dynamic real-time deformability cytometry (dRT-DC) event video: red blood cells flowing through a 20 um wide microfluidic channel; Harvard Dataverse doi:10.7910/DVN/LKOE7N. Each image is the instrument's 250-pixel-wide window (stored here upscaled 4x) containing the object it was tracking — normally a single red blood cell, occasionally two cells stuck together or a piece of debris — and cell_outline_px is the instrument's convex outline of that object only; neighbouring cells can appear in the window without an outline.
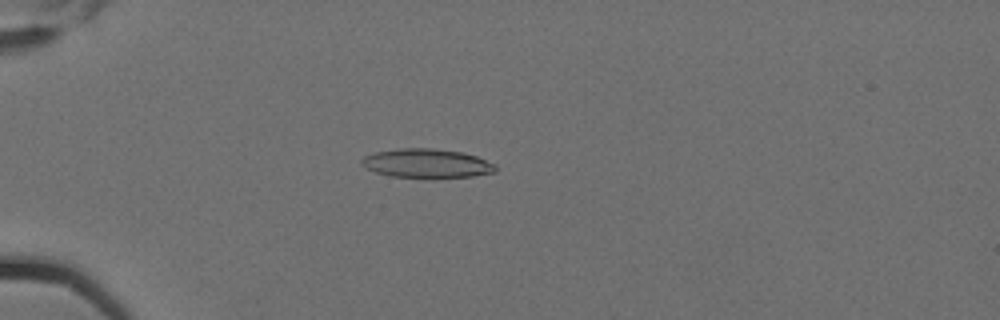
{"species": "Egyptian fruit bat (a non-hibernating species)", "species_latin": "Rousettus aegyptiacus", "temperature_condition": "cold", "stored_images_in_passage": 6, "camera_frame_rate_fps": 3000, "um_per_image_px": 0.085, "animal": {"sex": "female"}, "frame": {"image": 1, "passage_image": 5, "time_ms": 1.333, "image_size_px": [1000, 320], "cell_outline_px": [[496, 172], [472, 176], [432, 180], [392, 176], [376, 172], [364, 168], [360, 164], [360, 160], [364, 156], [376, 152], [400, 148], [432, 148], [464, 152], [476, 156], [496, 164]], "centroid_in_image_um": [36.28, 13.91], "position_along_channel_um": 48.7, "area_um2": 23.41}}